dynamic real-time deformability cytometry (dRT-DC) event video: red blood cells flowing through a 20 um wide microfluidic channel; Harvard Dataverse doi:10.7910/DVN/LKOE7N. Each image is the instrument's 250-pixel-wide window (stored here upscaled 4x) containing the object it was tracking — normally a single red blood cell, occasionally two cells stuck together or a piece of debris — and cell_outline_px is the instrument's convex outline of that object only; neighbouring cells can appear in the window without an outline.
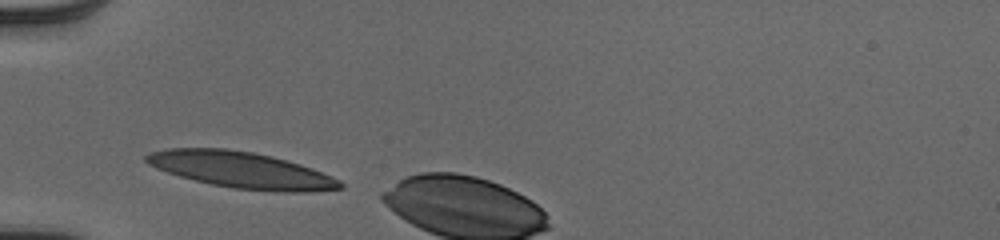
{"species": "human", "species_latin": "Homo sapiens", "temperature_condition": "cold", "stored_images_in_passage": 3, "camera_frame_rate_fps": 3000, "um_per_image_px": 0.085, "donor": {"sex": "male"}, "frame": {"image": 1, "passage_image": 1, "time_ms": 0.0, "image_size_px": [1000, 240], "cell_outline_px": [[344, 188], [312, 192], [288, 192], [232, 188], [212, 184], [180, 176], [156, 168], [148, 164], [144, 160], [144, 156], [148, 152], [168, 148], [224, 148], [252, 152], [272, 156], [300, 164], [312, 168], [332, 176], [340, 180], [344, 184]], "centroid_in_image_um": [20.53, 14.44], "position_along_channel_um": 64.5, "area_um2": 40.92}}